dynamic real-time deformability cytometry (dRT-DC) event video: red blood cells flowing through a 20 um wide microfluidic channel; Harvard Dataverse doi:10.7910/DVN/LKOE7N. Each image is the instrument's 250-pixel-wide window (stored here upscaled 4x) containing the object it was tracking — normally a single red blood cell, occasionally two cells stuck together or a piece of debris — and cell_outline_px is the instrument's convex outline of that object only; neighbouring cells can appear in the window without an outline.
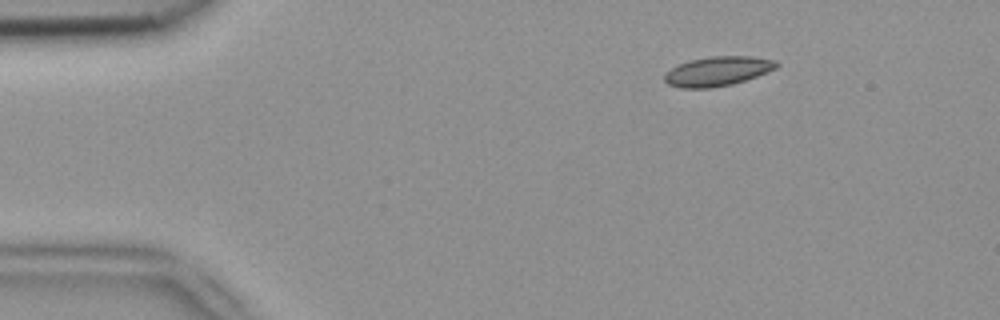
{"species": "common noctule bat (a hibernating species)", "species_latin": "Nyctalus noctula", "temperature_condition": "room temperature", "stored_images_in_passage": 45, "camera_frame_rate_fps": 3000, "um_per_image_px": 0.085, "animal": {"sex": "female", "body_mass_g": 18.4}, "frame": {"image": 1, "passage_image": 1, "time_ms": 0.0, "image_size_px": [1000, 320], "cell_outline_px": [[780, 64], [776, 68], [756, 76], [732, 84], [708, 88], [680, 88], [668, 84], [664, 80], [664, 72], [680, 64], [692, 60], [712, 56], [752, 56], [776, 60]], "centroid_in_image_um": [60.99, 6.05], "position_along_channel_um": 24.0, "area_um2": 19.07}}
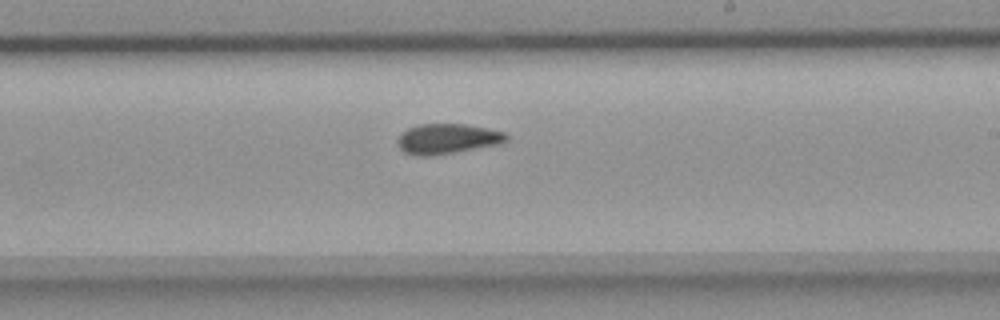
{"frame": {"image": 2, "passage_image": 24, "time_ms": 7.667, "image_size_px": [1000, 320], "cell_outline_px": [[508, 140], [500, 144], [456, 152], [432, 156], [416, 156], [404, 152], [400, 148], [396, 140], [408, 128], [420, 124], [464, 124], [488, 128], [504, 132], [508, 136]], "centroid_in_image_um": [38.04, 11.8], "position_along_channel_um": 251.0, "area_um2": 19.13}}
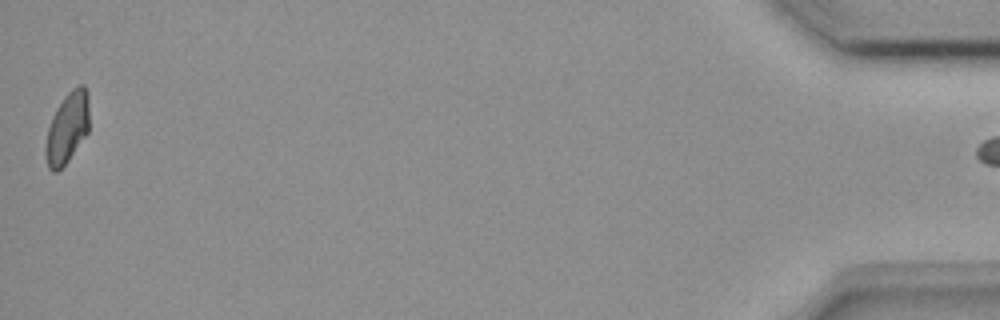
{"frame": {"image": 3, "passage_image": 45, "time_ms": 14.667, "image_size_px": [1000, 320], "cell_outline_px": [[88, 132], [68, 160], [56, 172], [52, 172], [48, 168], [44, 148], [48, 128], [52, 116], [56, 108], [64, 96], [72, 88], [80, 84], [84, 84], [88, 92]], "centroid_in_image_um": [5.7, 10.84], "position_along_channel_um": 429.5, "area_um2": 18.03}, "authors_computed_cell_mechanics": {"area_um2": 18.9006, "velocity_mm_per_s": 3.9008, "shape_relaxation_time_tau1_ms": null, "shape_relaxation_time_tau2_ms": 2.6951, "deformation_change_tau1": null, "deformation_change_tau2": 0.0384}}